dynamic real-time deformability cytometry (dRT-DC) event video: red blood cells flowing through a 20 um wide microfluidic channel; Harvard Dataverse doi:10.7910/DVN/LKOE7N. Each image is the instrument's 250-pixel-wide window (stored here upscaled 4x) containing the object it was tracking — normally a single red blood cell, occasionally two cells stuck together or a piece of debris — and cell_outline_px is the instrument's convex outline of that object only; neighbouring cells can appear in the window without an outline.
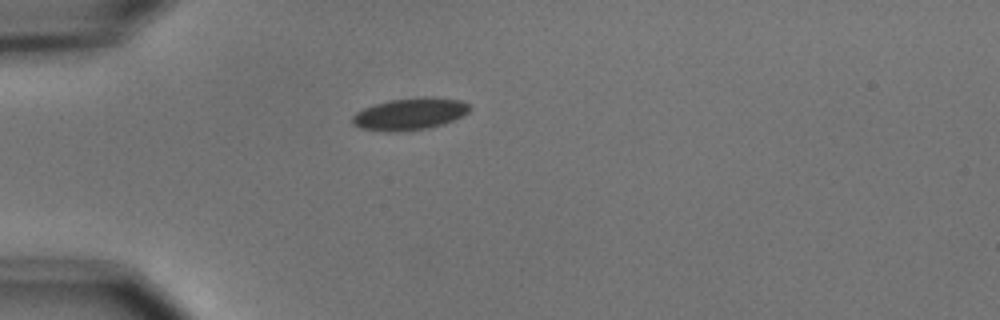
{"species": "common noctule bat (a hibernating species)", "species_latin": "Nyctalus noctula", "temperature_condition": "cold", "stored_images_in_passage": 1, "camera_frame_rate_fps": 3000, "um_per_image_px": 0.085, "animal": {"sex": "male", "body_mass_g": 15.6}, "frame": {"image": 1, "passage_image": 1, "time_ms": 0.0, "image_size_px": [1000, 320], "cell_outline_px": [[472, 108], [468, 112], [444, 124], [428, 128], [396, 132], [388, 132], [360, 128], [352, 124], [352, 116], [356, 112], [364, 108], [388, 100], [420, 96], [432, 96], [460, 100], [468, 104]], "centroid_in_image_um": [34.83, 9.67], "position_along_channel_um": 50.2, "area_um2": 22.02}}